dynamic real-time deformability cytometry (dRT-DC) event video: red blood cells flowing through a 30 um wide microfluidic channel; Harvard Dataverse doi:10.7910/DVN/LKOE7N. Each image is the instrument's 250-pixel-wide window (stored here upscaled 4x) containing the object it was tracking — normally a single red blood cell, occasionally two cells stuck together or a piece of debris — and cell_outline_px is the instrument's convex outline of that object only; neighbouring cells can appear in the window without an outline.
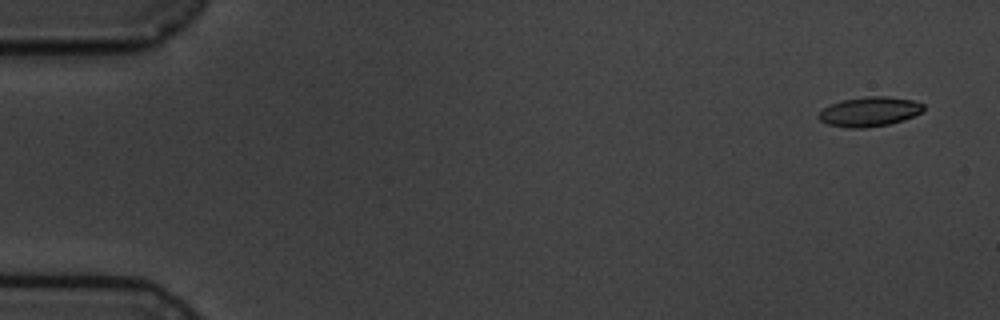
{"species": "common noctule bat (a hibernating species)", "species_latin": "Nyctalus noctula", "temperature_condition": "cold", "stored_images_in_passage": 5, "camera_frame_rate_fps": 3000, "um_per_image_px": 0.085, "animal": {"sex": "male", "body_mass_g": 19.5, "forearm_length_mm": 54.6}, "frame": {"image": 1, "passage_image": 1, "time_ms": 0.0, "image_size_px": [1000, 320], "cell_outline_px": [[924, 108], [920, 112], [904, 120], [888, 124], [864, 128], [848, 128], [828, 124], [820, 120], [816, 116], [824, 108], [832, 104], [844, 100], [864, 96], [888, 96], [912, 100], [924, 104]], "centroid_in_image_um": [73.9, 9.49], "position_along_channel_um": 11.1, "area_um2": 17.92}}
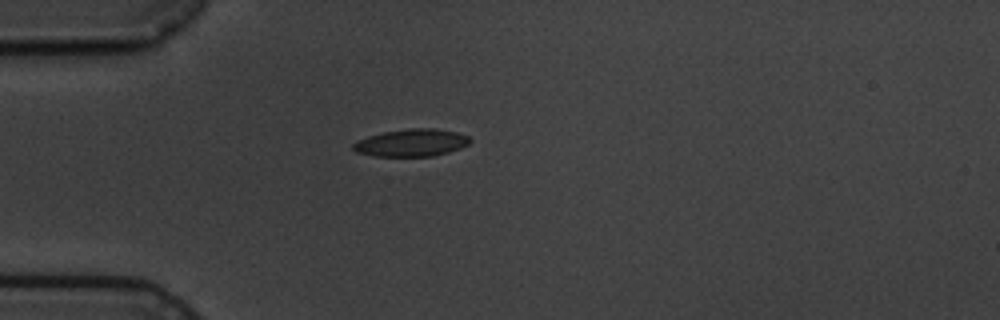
{"frame": {"image": 2, "passage_image": 5, "time_ms": 4.333, "image_size_px": [1000, 320], "cell_outline_px": [[472, 140], [468, 144], [460, 148], [448, 152], [432, 156], [372, 156], [356, 152], [352, 148], [352, 144], [368, 136], [384, 132], [408, 128], [432, 128], [456, 132], [468, 136]], "centroid_in_image_um": [34.97, 12.13], "position_along_channel_um": 50.0, "area_um2": 18.55}}